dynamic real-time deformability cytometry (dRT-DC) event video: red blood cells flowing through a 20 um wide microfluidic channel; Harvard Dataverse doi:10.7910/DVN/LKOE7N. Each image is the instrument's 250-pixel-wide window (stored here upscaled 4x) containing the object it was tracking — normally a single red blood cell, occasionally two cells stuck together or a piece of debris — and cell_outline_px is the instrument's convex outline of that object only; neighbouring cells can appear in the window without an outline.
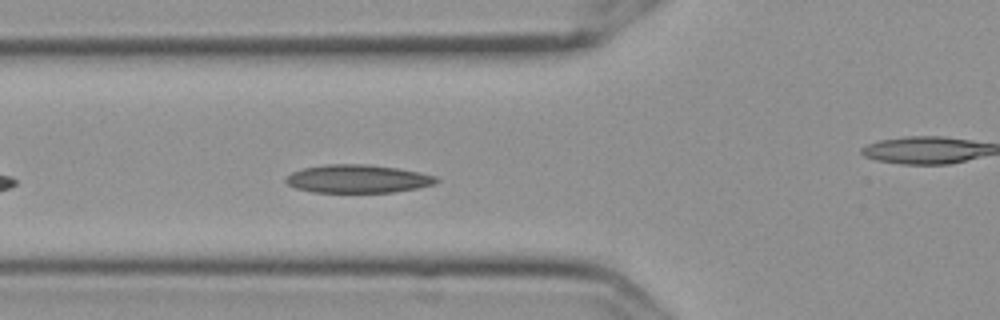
{"species": "Egyptian fruit bat (a non-hibernating species)", "species_latin": "Rousettus aegyptiacus", "temperature_condition": "cold", "stored_images_in_passage": 32, "camera_frame_rate_fps": 3000, "um_per_image_px": 0.085, "frame": {"image": 1, "passage_image": 6, "time_ms": 1.667, "image_size_px": [1000, 320], "cell_outline_px": [[440, 180], [436, 184], [416, 188], [392, 192], [312, 192], [296, 188], [288, 184], [284, 180], [292, 172], [304, 168], [324, 164], [368, 164], [396, 168], [420, 172], [436, 176]], "centroid_in_image_um": [30.42, 15.19], "position_along_channel_um": 95.4, "area_um2": 24.68}}
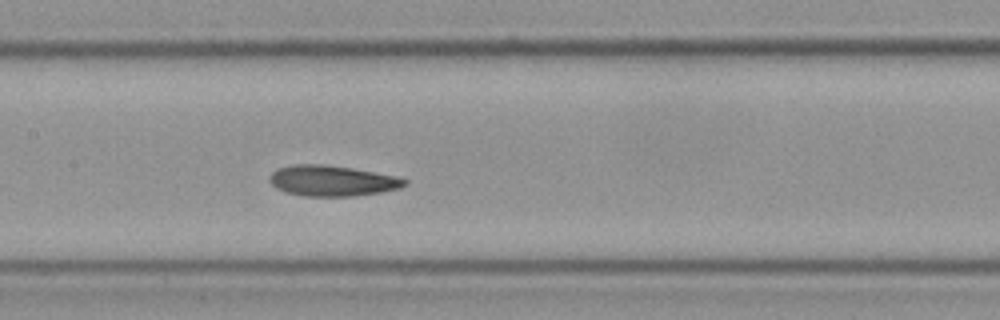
{"frame": {"image": 2, "passage_image": 13, "time_ms": 4.0, "image_size_px": [1000, 320], "cell_outline_px": [[408, 184], [400, 188], [380, 192], [352, 196], [304, 196], [284, 192], [276, 188], [272, 184], [268, 176], [276, 168], [296, 164], [324, 164], [352, 168], [396, 176], [408, 180]], "centroid_in_image_um": [28.21, 15.36], "position_along_channel_um": 179.2, "area_um2": 24.22}}
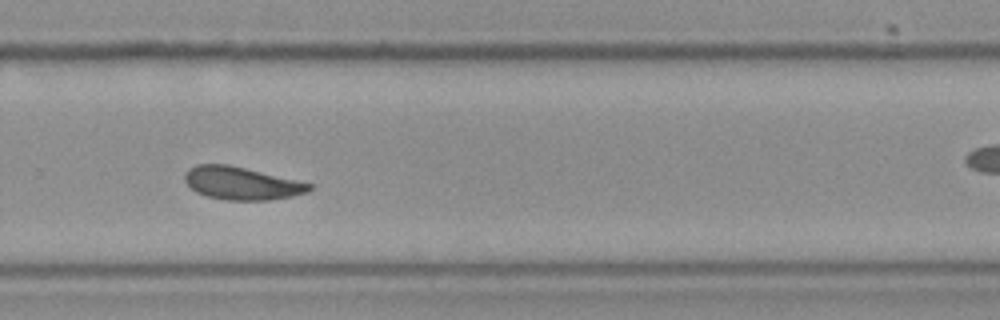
{"frame": {"image": 3, "passage_image": 24, "time_ms": 7.667, "image_size_px": [1000, 320], "cell_outline_px": [[312, 188], [308, 192], [292, 196], [268, 200], [224, 200], [208, 196], [196, 192], [184, 180], [184, 176], [188, 168], [196, 164], [228, 164], [312, 184]], "centroid_in_image_um": [20.5, 15.58], "position_along_channel_um": 309.3, "area_um2": 23.58}, "authors_computed_cell_mechanics": {"area_um2": 23.8425, "velocity_mm_per_s": 3.5611, "shape_relaxation_time_tau1_ms": 5.6702, "shape_relaxation_time_tau2_ms": 0.881, "deformation_change_tau1": 0.1416, "deformation_change_tau2": 0.0502}}